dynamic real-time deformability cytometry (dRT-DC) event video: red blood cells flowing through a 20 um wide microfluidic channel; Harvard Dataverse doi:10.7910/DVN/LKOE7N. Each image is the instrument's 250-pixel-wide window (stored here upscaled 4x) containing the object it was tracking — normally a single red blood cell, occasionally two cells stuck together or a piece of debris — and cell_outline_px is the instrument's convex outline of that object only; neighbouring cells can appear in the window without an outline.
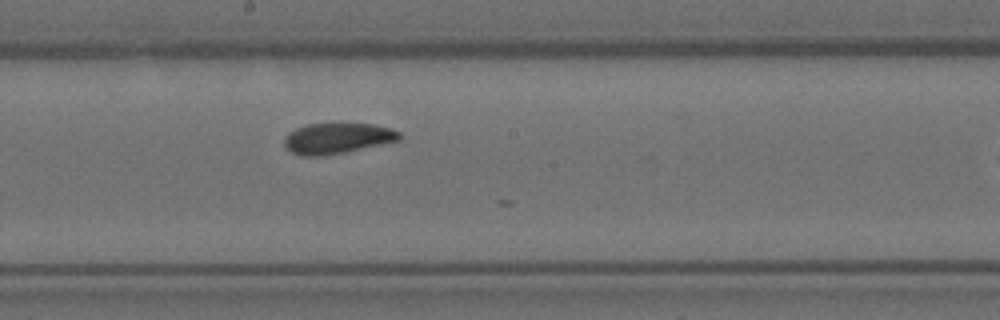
{"species": "Egyptian fruit bat (a non-hibernating species)", "species_latin": "Rousettus aegyptiacus", "temperature_condition": "room temperature", "stored_images_in_passage": 10, "segment_of_instrument_passage": [1, 2], "camera_frame_rate_fps": 3000, "um_per_image_px": 0.085, "animal": {"sex": "female"}, "frame": {"image": 1, "passage_image": 9, "time_ms": 2.667, "image_size_px": [1000, 320], "cell_outline_px": [[404, 136], [400, 140], [344, 152], [324, 156], [300, 156], [292, 152], [284, 144], [284, 136], [288, 132], [296, 128], [308, 124], [340, 120], [372, 124], [392, 128], [400, 132]], "centroid_in_image_um": [28.69, 11.7], "position_along_channel_um": 219.5, "area_um2": 21.5}}